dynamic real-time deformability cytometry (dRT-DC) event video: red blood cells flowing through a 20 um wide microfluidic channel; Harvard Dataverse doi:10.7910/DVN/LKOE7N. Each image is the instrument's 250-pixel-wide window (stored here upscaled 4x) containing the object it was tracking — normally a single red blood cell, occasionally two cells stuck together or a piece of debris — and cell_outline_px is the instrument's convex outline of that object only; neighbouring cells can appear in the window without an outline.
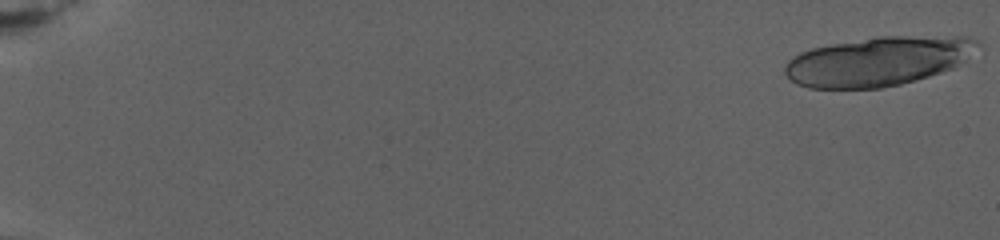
{"species": "human", "species_latin": "Homo sapiens", "temperature_condition": "warm", "stored_images_in_passage": 19, "camera_frame_rate_fps": 3000, "um_per_image_px": 0.085, "donor": {"sex": "female"}, "frame": {"image": 1, "passage_image": 1, "time_ms": 0.0, "image_size_px": [1000, 240], "cell_outline_px": [[984, 48], [952, 68], [916, 80], [900, 84], [880, 88], [808, 88], [796, 84], [784, 72], [784, 68], [788, 60], [792, 56], [800, 52], [812, 48], [832, 44], [876, 36], [968, 36], [980, 40]], "centroid_in_image_um": [74.71, 5.18], "position_along_channel_um": 10.3, "area_um2": 55.72}}